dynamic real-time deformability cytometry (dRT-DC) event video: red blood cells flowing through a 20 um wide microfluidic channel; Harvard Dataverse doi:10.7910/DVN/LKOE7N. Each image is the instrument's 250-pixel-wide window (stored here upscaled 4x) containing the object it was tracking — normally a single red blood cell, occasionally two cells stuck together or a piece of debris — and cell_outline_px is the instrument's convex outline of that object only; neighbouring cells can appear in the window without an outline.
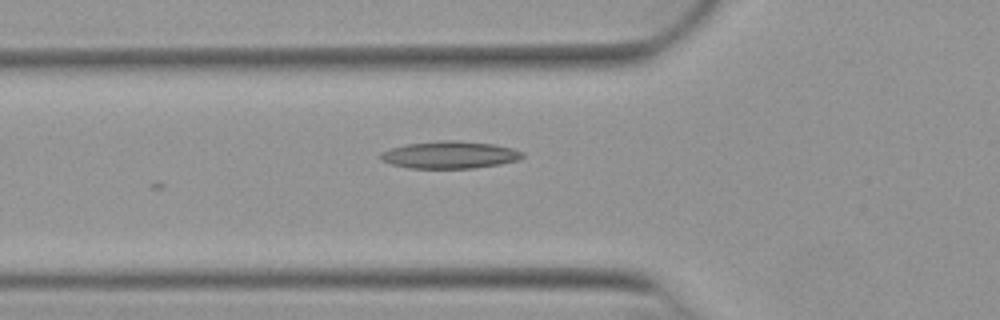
{"species": "Egyptian fruit bat (a non-hibernating species)", "species_latin": "Rousettus aegyptiacus", "temperature_condition": "warm", "stored_images_in_passage": 6, "camera_frame_rate_fps": 3000, "um_per_image_px": 0.085, "animal": {"sex": "female"}, "frame": {"image": 1, "passage_image": 6, "time_ms": 1.667, "image_size_px": [1000, 320], "cell_outline_px": [[524, 156], [520, 160], [500, 164], [472, 168], [408, 168], [392, 164], [380, 160], [380, 152], [392, 148], [408, 144], [444, 140], [452, 140], [492, 144], [512, 148], [524, 152]], "centroid_in_image_um": [38.24, 13.17], "position_along_channel_um": 87.6, "area_um2": 22.43}}